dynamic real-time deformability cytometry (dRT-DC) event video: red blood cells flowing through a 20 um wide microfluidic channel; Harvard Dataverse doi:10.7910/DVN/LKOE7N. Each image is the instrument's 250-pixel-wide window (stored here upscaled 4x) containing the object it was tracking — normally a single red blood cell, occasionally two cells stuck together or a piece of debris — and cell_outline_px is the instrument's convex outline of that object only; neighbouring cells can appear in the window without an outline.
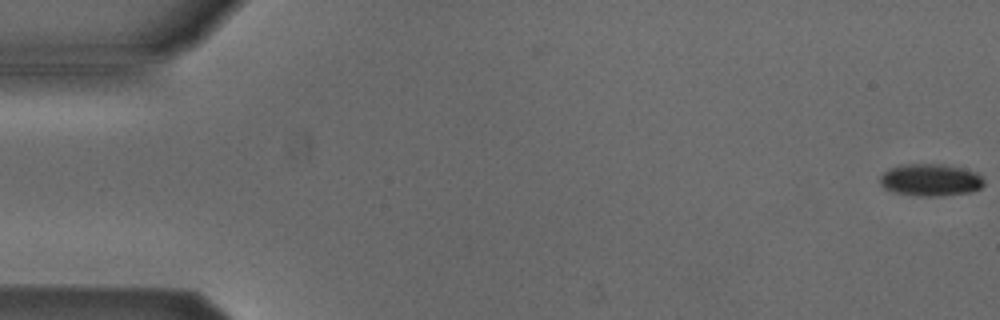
{"species": "Egyptian fruit bat (a non-hibernating species)", "species_latin": "Rousettus aegyptiacus", "temperature_condition": "cold", "stored_images_in_passage": 12, "camera_frame_rate_fps": 3000, "um_per_image_px": 0.085, "animal": {"sex": "male"}, "frame": {"image": 1, "passage_image": 1, "time_ms": 0.0, "image_size_px": [1000, 320], "cell_outline_px": [[984, 184], [980, 188], [972, 192], [944, 196], [916, 196], [896, 192], [884, 188], [880, 184], [880, 176], [888, 168], [908, 164], [944, 164], [976, 172], [984, 180]], "centroid_in_image_um": [79.1, 15.3], "position_along_channel_um": 5.9, "area_um2": 19.54}}